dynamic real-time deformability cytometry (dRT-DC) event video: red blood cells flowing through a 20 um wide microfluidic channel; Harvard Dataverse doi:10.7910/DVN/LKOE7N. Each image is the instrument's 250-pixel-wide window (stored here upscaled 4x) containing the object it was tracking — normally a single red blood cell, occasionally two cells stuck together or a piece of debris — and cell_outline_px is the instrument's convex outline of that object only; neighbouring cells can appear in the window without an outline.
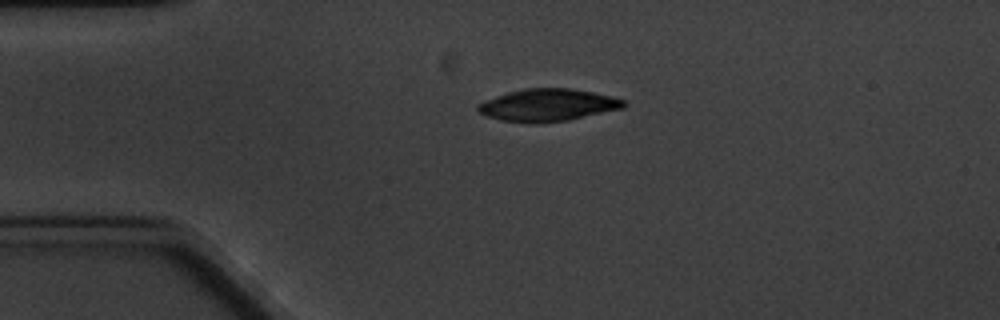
{"species": "common noctule bat (a hibernating species)", "species_latin": "Nyctalus noctula", "temperature_condition": "cold", "stored_images_in_passage": 6, "camera_frame_rate_fps": 3000, "um_per_image_px": 0.085, "animal": {"sex": "male", "body_mass_g": 20.1, "forearm_length_mm": 53.5}, "frame": {"image": 1, "passage_image": 6, "time_ms": 7.0, "image_size_px": [1000, 320], "cell_outline_px": [[628, 104], [624, 108], [568, 120], [536, 124], [528, 124], [500, 120], [484, 116], [476, 108], [476, 104], [496, 96], [508, 92], [524, 88], [572, 88], [612, 96], [624, 100]], "centroid_in_image_um": [46.55, 8.94], "position_along_channel_um": 38.5, "area_um2": 27.8}}